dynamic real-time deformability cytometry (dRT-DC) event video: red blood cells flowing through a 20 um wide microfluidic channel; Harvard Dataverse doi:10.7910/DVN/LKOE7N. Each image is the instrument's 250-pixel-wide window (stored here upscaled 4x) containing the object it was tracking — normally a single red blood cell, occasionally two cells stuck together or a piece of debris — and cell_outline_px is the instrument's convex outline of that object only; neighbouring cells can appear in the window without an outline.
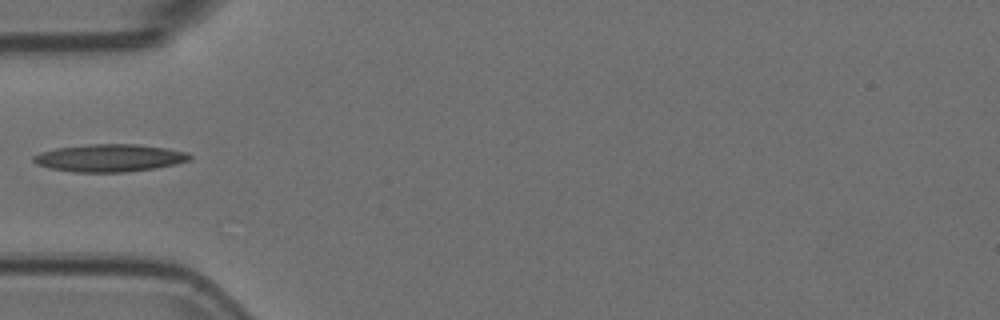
{"species": "Egyptian fruit bat (a non-hibernating species)", "species_latin": "Rousettus aegyptiacus", "temperature_condition": "room temperature", "stored_images_in_passage": 7, "camera_frame_rate_fps": 3000, "um_per_image_px": 0.085, "animal": {"sex": "female"}, "frame": {"image": 1, "passage_image": 1, "time_ms": 0.0, "image_size_px": [1000, 320], "cell_outline_px": [[192, 156], [188, 160], [176, 164], [156, 168], [124, 172], [72, 172], [48, 168], [36, 164], [32, 160], [32, 156], [40, 152], [56, 148], [88, 144], [136, 144], [164, 148], [188, 152]], "centroid_in_image_um": [9.27, 13.43], "position_along_channel_um": 75.7, "area_um2": 25.14}}